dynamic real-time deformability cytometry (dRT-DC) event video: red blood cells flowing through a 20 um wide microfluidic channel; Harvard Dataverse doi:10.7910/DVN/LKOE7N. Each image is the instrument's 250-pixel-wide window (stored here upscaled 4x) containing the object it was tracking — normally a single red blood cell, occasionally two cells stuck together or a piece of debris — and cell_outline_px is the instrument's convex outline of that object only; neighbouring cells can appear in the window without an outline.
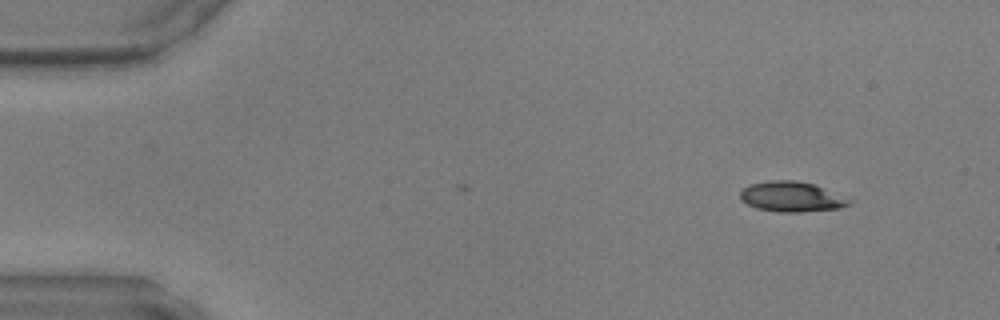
{"species": "common noctule bat (a hibernating species)", "species_latin": "Nyctalus noctula", "temperature_condition": "warm", "stored_images_in_passage": 38, "camera_frame_rate_fps": 3000, "um_per_image_px": 0.085, "animal": {"sex": "male", "body_mass_g": 17.9, "forearm_length_mm": 54.2}, "frame": {"image": 1, "passage_image": 1, "time_ms": 0.0, "image_size_px": [1000, 320], "cell_outline_px": [[852, 200], [848, 204], [840, 208], [800, 212], [776, 212], [756, 208], [740, 200], [740, 192], [744, 188], [752, 184], [768, 180], [796, 180], [816, 184]], "centroid_in_image_um": [67.27, 16.72], "position_along_channel_um": 17.7, "area_um2": 19.19}}
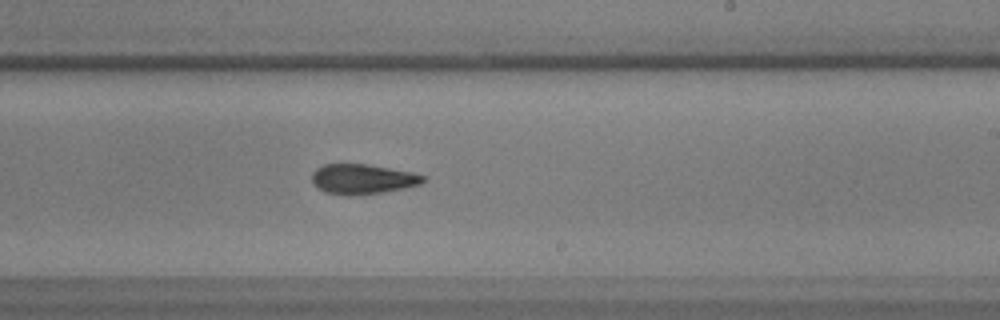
{"frame": {"image": 2, "passage_image": 25, "time_ms": 8.0, "image_size_px": [1000, 320], "cell_outline_px": [[428, 176], [420, 184], [404, 188], [380, 192], [352, 196], [324, 192], [316, 188], [312, 184], [312, 172], [316, 168], [324, 164], [368, 164], [412, 172]], "centroid_in_image_um": [30.78, 15.22], "position_along_channel_um": 258.2, "area_um2": 19.54}}
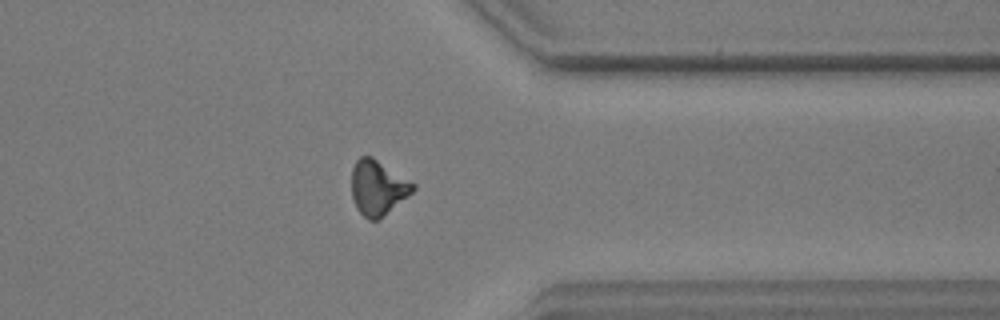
{"frame": {"image": 3, "passage_image": 34, "time_ms": 11.0, "image_size_px": [1000, 320], "cell_outline_px": [[416, 188], [408, 196], [376, 220], [368, 220], [356, 208], [352, 196], [352, 168], [356, 160], [360, 156], [372, 156], [416, 184]], "centroid_in_image_um": [32.1, 15.92], "position_along_channel_um": 379.3, "area_um2": 19.42}}